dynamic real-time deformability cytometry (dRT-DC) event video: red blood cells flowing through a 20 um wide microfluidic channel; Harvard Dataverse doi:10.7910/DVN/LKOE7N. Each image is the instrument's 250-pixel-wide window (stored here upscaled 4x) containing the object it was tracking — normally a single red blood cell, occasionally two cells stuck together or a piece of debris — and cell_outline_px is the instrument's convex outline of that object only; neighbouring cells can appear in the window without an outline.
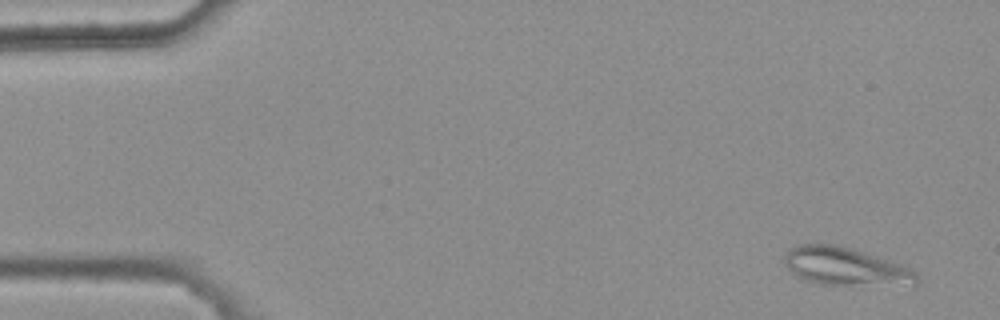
{"species": "common noctule bat (a hibernating species)", "species_latin": "Nyctalus noctula", "temperature_condition": "warm", "stored_images_in_passage": 7, "camera_frame_rate_fps": 3000, "um_per_image_px": 0.085, "animal": {"sex": "female", "body_mass_g": 25.1}, "frame": {"image": 1, "passage_image": 1, "time_ms": 0.0, "image_size_px": [1000, 320], "cell_outline_px": [[920, 280], [916, 284], [820, 284], [804, 280], [792, 272], [784, 264], [784, 256], [796, 244], [836, 244], [852, 248], [904, 264], [912, 268], [920, 276]], "centroid_in_image_um": [71.9, 22.63], "position_along_channel_um": 13.1, "area_um2": 29.25}}
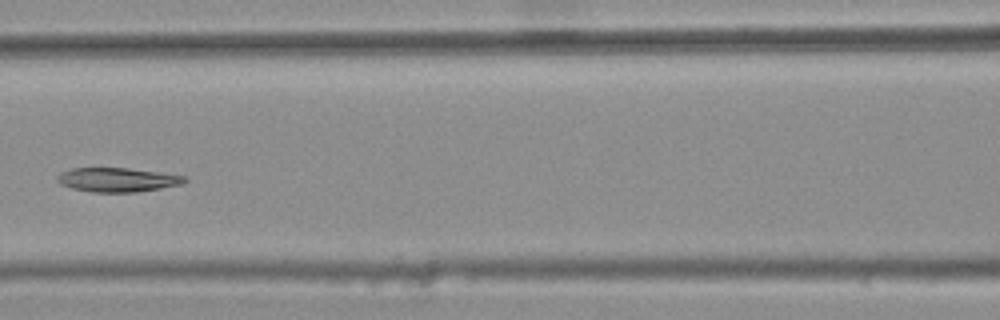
{"frame": {"image": 2, "passage_image": 7, "time_ms": 2.0, "image_size_px": [1000, 320], "cell_outline_px": [[188, 180], [184, 184], [136, 192], [92, 192], [72, 188], [60, 184], [56, 180], [56, 176], [60, 172], [72, 168], [128, 168], [188, 176]], "centroid_in_image_um": [9.99, 15.28], "position_along_channel_um": 156.6, "area_um2": 18.03}}